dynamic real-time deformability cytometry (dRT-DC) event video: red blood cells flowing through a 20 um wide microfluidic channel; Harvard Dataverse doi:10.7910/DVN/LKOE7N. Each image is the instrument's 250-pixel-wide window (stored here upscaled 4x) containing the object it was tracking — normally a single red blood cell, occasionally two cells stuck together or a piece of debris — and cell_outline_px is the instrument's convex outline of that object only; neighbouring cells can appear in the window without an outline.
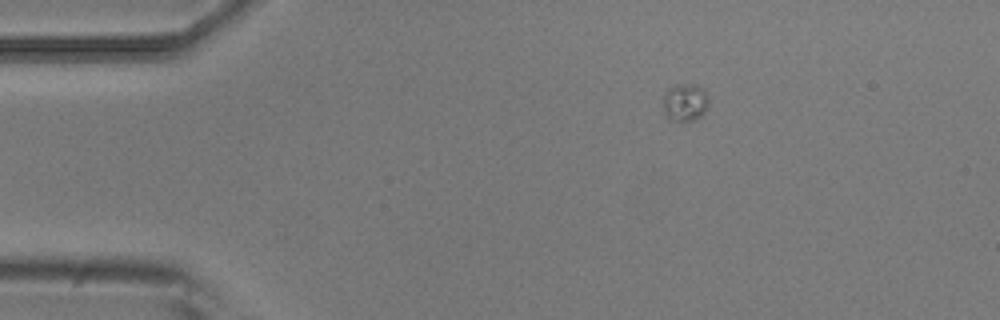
{"species": "common noctule bat (a hibernating species)", "species_latin": "Nyctalus noctula", "temperature_condition": "room temperature", "stored_images_in_passage": 5, "segment_of_instrument_passage": [2, 2], "camera_frame_rate_fps": 3000, "um_per_image_px": 0.085, "animal": {"sex": "male", "body_mass_g": 20.5, "forearm_length_mm": 52.5}, "frame": {"image": 1, "passage_image": 5, "time_ms": 1.333, "image_size_px": [1000, 320], "cell_outline_px": [[708, 108], [696, 120], [668, 120], [664, 112], [664, 92], [668, 88], [676, 84], [696, 84], [704, 88], [708, 96]], "centroid_in_image_um": [58.24, 8.67], "position_along_channel_um": 26.8, "area_um2": 10.17}}